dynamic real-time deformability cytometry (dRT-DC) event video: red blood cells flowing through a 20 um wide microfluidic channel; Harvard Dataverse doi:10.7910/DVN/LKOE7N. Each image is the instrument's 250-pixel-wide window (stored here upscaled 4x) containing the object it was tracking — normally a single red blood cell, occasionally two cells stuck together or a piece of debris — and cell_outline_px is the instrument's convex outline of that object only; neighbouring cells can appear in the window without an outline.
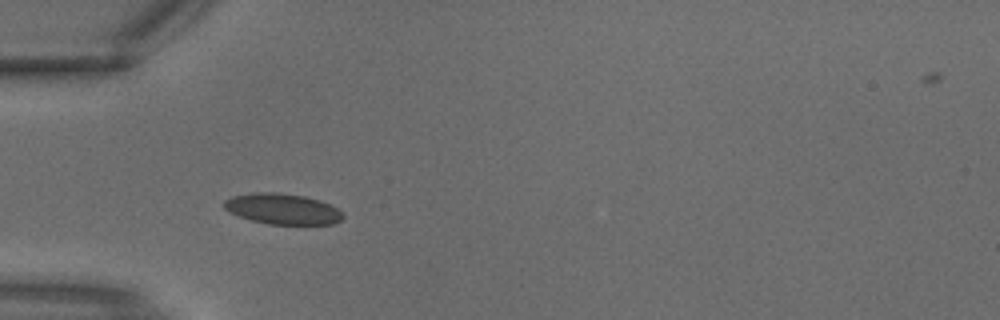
{"species": "common noctule bat (a hibernating species)", "species_latin": "Nyctalus noctula", "temperature_condition": "warm", "stored_images_in_passage": 1, "camera_frame_rate_fps": 3000, "um_per_image_px": 0.085, "animal": {"sex": "male", "body_mass_g": 18.8}, "frame": {"image": 1, "passage_image": 1, "time_ms": 0.0, "image_size_px": [1000, 320], "cell_outline_px": [[344, 216], [340, 220], [332, 224], [268, 224], [252, 220], [240, 216], [224, 208], [224, 200], [232, 196], [256, 192], [280, 192], [304, 196], [320, 200], [344, 212]], "centroid_in_image_um": [24.03, 17.75], "position_along_channel_um": 61.0, "area_um2": 21.15}}